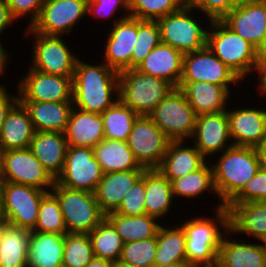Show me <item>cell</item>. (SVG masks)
<instances>
[{
  "instance_id": "24",
  "label": "cell",
  "mask_w": 266,
  "mask_h": 267,
  "mask_svg": "<svg viewBox=\"0 0 266 267\" xmlns=\"http://www.w3.org/2000/svg\"><path fill=\"white\" fill-rule=\"evenodd\" d=\"M145 170H129L105 173L94 192L101 211L107 215L115 212L132 186Z\"/></svg>"
},
{
  "instance_id": "15",
  "label": "cell",
  "mask_w": 266,
  "mask_h": 267,
  "mask_svg": "<svg viewBox=\"0 0 266 267\" xmlns=\"http://www.w3.org/2000/svg\"><path fill=\"white\" fill-rule=\"evenodd\" d=\"M88 0H45L31 28L47 36H65L87 17Z\"/></svg>"
},
{
  "instance_id": "14",
  "label": "cell",
  "mask_w": 266,
  "mask_h": 267,
  "mask_svg": "<svg viewBox=\"0 0 266 267\" xmlns=\"http://www.w3.org/2000/svg\"><path fill=\"white\" fill-rule=\"evenodd\" d=\"M198 81L223 86L230 94L232 93L231 86H238L241 84L240 81L242 82L208 46L183 55L180 82Z\"/></svg>"
},
{
  "instance_id": "8",
  "label": "cell",
  "mask_w": 266,
  "mask_h": 267,
  "mask_svg": "<svg viewBox=\"0 0 266 267\" xmlns=\"http://www.w3.org/2000/svg\"><path fill=\"white\" fill-rule=\"evenodd\" d=\"M25 37L34 38L30 68L52 75L71 77L75 72L77 54L68 47L61 36H47L35 32L31 27L24 29Z\"/></svg>"
},
{
  "instance_id": "35",
  "label": "cell",
  "mask_w": 266,
  "mask_h": 267,
  "mask_svg": "<svg viewBox=\"0 0 266 267\" xmlns=\"http://www.w3.org/2000/svg\"><path fill=\"white\" fill-rule=\"evenodd\" d=\"M105 218L114 226L124 243L155 237L161 225L160 220L147 214L124 216L112 212L105 215Z\"/></svg>"
},
{
  "instance_id": "25",
  "label": "cell",
  "mask_w": 266,
  "mask_h": 267,
  "mask_svg": "<svg viewBox=\"0 0 266 267\" xmlns=\"http://www.w3.org/2000/svg\"><path fill=\"white\" fill-rule=\"evenodd\" d=\"M29 149L56 180L61 174L68 149L63 132H35Z\"/></svg>"
},
{
  "instance_id": "11",
  "label": "cell",
  "mask_w": 266,
  "mask_h": 267,
  "mask_svg": "<svg viewBox=\"0 0 266 267\" xmlns=\"http://www.w3.org/2000/svg\"><path fill=\"white\" fill-rule=\"evenodd\" d=\"M103 175L93 148L68 146L64 167L56 183L69 189L94 193Z\"/></svg>"
},
{
  "instance_id": "3",
  "label": "cell",
  "mask_w": 266,
  "mask_h": 267,
  "mask_svg": "<svg viewBox=\"0 0 266 267\" xmlns=\"http://www.w3.org/2000/svg\"><path fill=\"white\" fill-rule=\"evenodd\" d=\"M219 157V158H218ZM213 168L219 200L226 206L260 169L255 147L232 146L217 155Z\"/></svg>"
},
{
  "instance_id": "19",
  "label": "cell",
  "mask_w": 266,
  "mask_h": 267,
  "mask_svg": "<svg viewBox=\"0 0 266 267\" xmlns=\"http://www.w3.org/2000/svg\"><path fill=\"white\" fill-rule=\"evenodd\" d=\"M249 107L227 108L234 146L257 147L266 140V109Z\"/></svg>"
},
{
  "instance_id": "44",
  "label": "cell",
  "mask_w": 266,
  "mask_h": 267,
  "mask_svg": "<svg viewBox=\"0 0 266 267\" xmlns=\"http://www.w3.org/2000/svg\"><path fill=\"white\" fill-rule=\"evenodd\" d=\"M183 5L184 0H130L129 15L140 20L157 21Z\"/></svg>"
},
{
  "instance_id": "10",
  "label": "cell",
  "mask_w": 266,
  "mask_h": 267,
  "mask_svg": "<svg viewBox=\"0 0 266 267\" xmlns=\"http://www.w3.org/2000/svg\"><path fill=\"white\" fill-rule=\"evenodd\" d=\"M148 116L171 141L190 140L197 118L178 87L173 88Z\"/></svg>"
},
{
  "instance_id": "42",
  "label": "cell",
  "mask_w": 266,
  "mask_h": 267,
  "mask_svg": "<svg viewBox=\"0 0 266 267\" xmlns=\"http://www.w3.org/2000/svg\"><path fill=\"white\" fill-rule=\"evenodd\" d=\"M157 251V235L149 239L126 242L119 263L129 267H151Z\"/></svg>"
},
{
  "instance_id": "60",
  "label": "cell",
  "mask_w": 266,
  "mask_h": 267,
  "mask_svg": "<svg viewBox=\"0 0 266 267\" xmlns=\"http://www.w3.org/2000/svg\"><path fill=\"white\" fill-rule=\"evenodd\" d=\"M265 4V10H266V0H262ZM265 50H266V25H265Z\"/></svg>"
},
{
  "instance_id": "37",
  "label": "cell",
  "mask_w": 266,
  "mask_h": 267,
  "mask_svg": "<svg viewBox=\"0 0 266 267\" xmlns=\"http://www.w3.org/2000/svg\"><path fill=\"white\" fill-rule=\"evenodd\" d=\"M171 187L174 200L177 197L199 198L209 190L218 196L214 185L213 168L211 161L208 162V160L199 169L172 180Z\"/></svg>"
},
{
  "instance_id": "23",
  "label": "cell",
  "mask_w": 266,
  "mask_h": 267,
  "mask_svg": "<svg viewBox=\"0 0 266 267\" xmlns=\"http://www.w3.org/2000/svg\"><path fill=\"white\" fill-rule=\"evenodd\" d=\"M229 230L266 242V202L228 203Z\"/></svg>"
},
{
  "instance_id": "17",
  "label": "cell",
  "mask_w": 266,
  "mask_h": 267,
  "mask_svg": "<svg viewBox=\"0 0 266 267\" xmlns=\"http://www.w3.org/2000/svg\"><path fill=\"white\" fill-rule=\"evenodd\" d=\"M192 143L207 160L215 154H221L234 146L230 136L227 110L201 114L196 118L194 132L190 138ZM230 141V142H229Z\"/></svg>"
},
{
  "instance_id": "43",
  "label": "cell",
  "mask_w": 266,
  "mask_h": 267,
  "mask_svg": "<svg viewBox=\"0 0 266 267\" xmlns=\"http://www.w3.org/2000/svg\"><path fill=\"white\" fill-rule=\"evenodd\" d=\"M160 43L158 22L137 19V39L131 57V69H135Z\"/></svg>"
},
{
  "instance_id": "36",
  "label": "cell",
  "mask_w": 266,
  "mask_h": 267,
  "mask_svg": "<svg viewBox=\"0 0 266 267\" xmlns=\"http://www.w3.org/2000/svg\"><path fill=\"white\" fill-rule=\"evenodd\" d=\"M160 225L157 231V251L154 264L165 265L186 261V236L180 225L167 228Z\"/></svg>"
},
{
  "instance_id": "45",
  "label": "cell",
  "mask_w": 266,
  "mask_h": 267,
  "mask_svg": "<svg viewBox=\"0 0 266 267\" xmlns=\"http://www.w3.org/2000/svg\"><path fill=\"white\" fill-rule=\"evenodd\" d=\"M146 170L143 176L132 186L121 201V205L115 211L124 216H141L145 211Z\"/></svg>"
},
{
  "instance_id": "62",
  "label": "cell",
  "mask_w": 266,
  "mask_h": 267,
  "mask_svg": "<svg viewBox=\"0 0 266 267\" xmlns=\"http://www.w3.org/2000/svg\"><path fill=\"white\" fill-rule=\"evenodd\" d=\"M0 240H1V221H0Z\"/></svg>"
},
{
  "instance_id": "5",
  "label": "cell",
  "mask_w": 266,
  "mask_h": 267,
  "mask_svg": "<svg viewBox=\"0 0 266 267\" xmlns=\"http://www.w3.org/2000/svg\"><path fill=\"white\" fill-rule=\"evenodd\" d=\"M174 87L137 69L119 72V100L138 115L148 116Z\"/></svg>"
},
{
  "instance_id": "30",
  "label": "cell",
  "mask_w": 266,
  "mask_h": 267,
  "mask_svg": "<svg viewBox=\"0 0 266 267\" xmlns=\"http://www.w3.org/2000/svg\"><path fill=\"white\" fill-rule=\"evenodd\" d=\"M36 132H65L73 102L20 101Z\"/></svg>"
},
{
  "instance_id": "9",
  "label": "cell",
  "mask_w": 266,
  "mask_h": 267,
  "mask_svg": "<svg viewBox=\"0 0 266 267\" xmlns=\"http://www.w3.org/2000/svg\"><path fill=\"white\" fill-rule=\"evenodd\" d=\"M2 221L32 230L37 222L39 205L50 191L11 182H0Z\"/></svg>"
},
{
  "instance_id": "6",
  "label": "cell",
  "mask_w": 266,
  "mask_h": 267,
  "mask_svg": "<svg viewBox=\"0 0 266 267\" xmlns=\"http://www.w3.org/2000/svg\"><path fill=\"white\" fill-rule=\"evenodd\" d=\"M50 192L59 202L67 233H90L105 218L94 193L69 189L56 182Z\"/></svg>"
},
{
  "instance_id": "47",
  "label": "cell",
  "mask_w": 266,
  "mask_h": 267,
  "mask_svg": "<svg viewBox=\"0 0 266 267\" xmlns=\"http://www.w3.org/2000/svg\"><path fill=\"white\" fill-rule=\"evenodd\" d=\"M184 5L202 13L209 21L222 20L237 4L233 0H184Z\"/></svg>"
},
{
  "instance_id": "51",
  "label": "cell",
  "mask_w": 266,
  "mask_h": 267,
  "mask_svg": "<svg viewBox=\"0 0 266 267\" xmlns=\"http://www.w3.org/2000/svg\"><path fill=\"white\" fill-rule=\"evenodd\" d=\"M256 74H258V81L260 84H258L257 88V90H259L258 94L266 97V50L260 52Z\"/></svg>"
},
{
  "instance_id": "22",
  "label": "cell",
  "mask_w": 266,
  "mask_h": 267,
  "mask_svg": "<svg viewBox=\"0 0 266 267\" xmlns=\"http://www.w3.org/2000/svg\"><path fill=\"white\" fill-rule=\"evenodd\" d=\"M183 54L176 48L160 43L135 68L139 72L163 79L174 88L182 76Z\"/></svg>"
},
{
  "instance_id": "40",
  "label": "cell",
  "mask_w": 266,
  "mask_h": 267,
  "mask_svg": "<svg viewBox=\"0 0 266 267\" xmlns=\"http://www.w3.org/2000/svg\"><path fill=\"white\" fill-rule=\"evenodd\" d=\"M94 257L88 233L65 234L62 267H85Z\"/></svg>"
},
{
  "instance_id": "58",
  "label": "cell",
  "mask_w": 266,
  "mask_h": 267,
  "mask_svg": "<svg viewBox=\"0 0 266 267\" xmlns=\"http://www.w3.org/2000/svg\"><path fill=\"white\" fill-rule=\"evenodd\" d=\"M112 267H129V266L123 265V264H121V263H119V262H114V263L112 264Z\"/></svg>"
},
{
  "instance_id": "4",
  "label": "cell",
  "mask_w": 266,
  "mask_h": 267,
  "mask_svg": "<svg viewBox=\"0 0 266 267\" xmlns=\"http://www.w3.org/2000/svg\"><path fill=\"white\" fill-rule=\"evenodd\" d=\"M207 46L243 82L253 72L256 74L260 51L240 37L222 20L207 22ZM252 73V74H250Z\"/></svg>"
},
{
  "instance_id": "57",
  "label": "cell",
  "mask_w": 266,
  "mask_h": 267,
  "mask_svg": "<svg viewBox=\"0 0 266 267\" xmlns=\"http://www.w3.org/2000/svg\"><path fill=\"white\" fill-rule=\"evenodd\" d=\"M237 5L239 4H244V3H247V2H251V1H254V0H233Z\"/></svg>"
},
{
  "instance_id": "32",
  "label": "cell",
  "mask_w": 266,
  "mask_h": 267,
  "mask_svg": "<svg viewBox=\"0 0 266 267\" xmlns=\"http://www.w3.org/2000/svg\"><path fill=\"white\" fill-rule=\"evenodd\" d=\"M31 230L1 221L0 267H27Z\"/></svg>"
},
{
  "instance_id": "28",
  "label": "cell",
  "mask_w": 266,
  "mask_h": 267,
  "mask_svg": "<svg viewBox=\"0 0 266 267\" xmlns=\"http://www.w3.org/2000/svg\"><path fill=\"white\" fill-rule=\"evenodd\" d=\"M64 134L68 146L93 148L105 139L101 114L72 107Z\"/></svg>"
},
{
  "instance_id": "26",
  "label": "cell",
  "mask_w": 266,
  "mask_h": 267,
  "mask_svg": "<svg viewBox=\"0 0 266 267\" xmlns=\"http://www.w3.org/2000/svg\"><path fill=\"white\" fill-rule=\"evenodd\" d=\"M185 94L195 114L217 113L227 110L231 95L223 86L202 82H180L179 87ZM228 102V103H227Z\"/></svg>"
},
{
  "instance_id": "39",
  "label": "cell",
  "mask_w": 266,
  "mask_h": 267,
  "mask_svg": "<svg viewBox=\"0 0 266 267\" xmlns=\"http://www.w3.org/2000/svg\"><path fill=\"white\" fill-rule=\"evenodd\" d=\"M88 235L96 258L112 262L119 261L124 241L106 218L88 233Z\"/></svg>"
},
{
  "instance_id": "56",
  "label": "cell",
  "mask_w": 266,
  "mask_h": 267,
  "mask_svg": "<svg viewBox=\"0 0 266 267\" xmlns=\"http://www.w3.org/2000/svg\"><path fill=\"white\" fill-rule=\"evenodd\" d=\"M151 267H193V266L187 261H180V262H175V263L165 264V265L154 264Z\"/></svg>"
},
{
  "instance_id": "38",
  "label": "cell",
  "mask_w": 266,
  "mask_h": 267,
  "mask_svg": "<svg viewBox=\"0 0 266 267\" xmlns=\"http://www.w3.org/2000/svg\"><path fill=\"white\" fill-rule=\"evenodd\" d=\"M138 116L134 110L118 99L101 114L105 139L127 142Z\"/></svg>"
},
{
  "instance_id": "29",
  "label": "cell",
  "mask_w": 266,
  "mask_h": 267,
  "mask_svg": "<svg viewBox=\"0 0 266 267\" xmlns=\"http://www.w3.org/2000/svg\"><path fill=\"white\" fill-rule=\"evenodd\" d=\"M185 142V140L171 141L157 168L170 182L199 169L206 162L207 158L194 145L188 147Z\"/></svg>"
},
{
  "instance_id": "34",
  "label": "cell",
  "mask_w": 266,
  "mask_h": 267,
  "mask_svg": "<svg viewBox=\"0 0 266 267\" xmlns=\"http://www.w3.org/2000/svg\"><path fill=\"white\" fill-rule=\"evenodd\" d=\"M171 182L157 169H146V214L159 220L171 211L174 203Z\"/></svg>"
},
{
  "instance_id": "52",
  "label": "cell",
  "mask_w": 266,
  "mask_h": 267,
  "mask_svg": "<svg viewBox=\"0 0 266 267\" xmlns=\"http://www.w3.org/2000/svg\"><path fill=\"white\" fill-rule=\"evenodd\" d=\"M15 21L16 20L10 14L6 0H0V35H2L5 30L9 29L8 27H11L10 25H15Z\"/></svg>"
},
{
  "instance_id": "54",
  "label": "cell",
  "mask_w": 266,
  "mask_h": 267,
  "mask_svg": "<svg viewBox=\"0 0 266 267\" xmlns=\"http://www.w3.org/2000/svg\"><path fill=\"white\" fill-rule=\"evenodd\" d=\"M258 158L260 168L266 171V140L259 146L255 147Z\"/></svg>"
},
{
  "instance_id": "61",
  "label": "cell",
  "mask_w": 266,
  "mask_h": 267,
  "mask_svg": "<svg viewBox=\"0 0 266 267\" xmlns=\"http://www.w3.org/2000/svg\"><path fill=\"white\" fill-rule=\"evenodd\" d=\"M0 219H2V213H1V189H0Z\"/></svg>"
},
{
  "instance_id": "13",
  "label": "cell",
  "mask_w": 266,
  "mask_h": 267,
  "mask_svg": "<svg viewBox=\"0 0 266 267\" xmlns=\"http://www.w3.org/2000/svg\"><path fill=\"white\" fill-rule=\"evenodd\" d=\"M1 182H11L50 191L56 180L29 148L2 152Z\"/></svg>"
},
{
  "instance_id": "53",
  "label": "cell",
  "mask_w": 266,
  "mask_h": 267,
  "mask_svg": "<svg viewBox=\"0 0 266 267\" xmlns=\"http://www.w3.org/2000/svg\"><path fill=\"white\" fill-rule=\"evenodd\" d=\"M2 40V37L0 38ZM3 41H0V77L5 74L7 71V65L10 62V58L8 54V51L6 50V46L2 43ZM4 73V74H3Z\"/></svg>"
},
{
  "instance_id": "46",
  "label": "cell",
  "mask_w": 266,
  "mask_h": 267,
  "mask_svg": "<svg viewBox=\"0 0 266 267\" xmlns=\"http://www.w3.org/2000/svg\"><path fill=\"white\" fill-rule=\"evenodd\" d=\"M118 10L119 12L125 11L124 14L126 13L123 16L121 15L119 19L114 17V15H117ZM87 15L88 17L91 15L93 18H102L103 20L111 18L109 21H112L111 26H113L119 20L130 16L129 2L127 0H88Z\"/></svg>"
},
{
  "instance_id": "50",
  "label": "cell",
  "mask_w": 266,
  "mask_h": 267,
  "mask_svg": "<svg viewBox=\"0 0 266 267\" xmlns=\"http://www.w3.org/2000/svg\"><path fill=\"white\" fill-rule=\"evenodd\" d=\"M8 91L5 85L0 84V131L7 113L19 101V94L12 95Z\"/></svg>"
},
{
  "instance_id": "31",
  "label": "cell",
  "mask_w": 266,
  "mask_h": 267,
  "mask_svg": "<svg viewBox=\"0 0 266 267\" xmlns=\"http://www.w3.org/2000/svg\"><path fill=\"white\" fill-rule=\"evenodd\" d=\"M64 236L31 231L27 267H62Z\"/></svg>"
},
{
  "instance_id": "55",
  "label": "cell",
  "mask_w": 266,
  "mask_h": 267,
  "mask_svg": "<svg viewBox=\"0 0 266 267\" xmlns=\"http://www.w3.org/2000/svg\"><path fill=\"white\" fill-rule=\"evenodd\" d=\"M114 262L94 257L85 267H112Z\"/></svg>"
},
{
  "instance_id": "2",
  "label": "cell",
  "mask_w": 266,
  "mask_h": 267,
  "mask_svg": "<svg viewBox=\"0 0 266 267\" xmlns=\"http://www.w3.org/2000/svg\"><path fill=\"white\" fill-rule=\"evenodd\" d=\"M212 211L210 218L200 215L181 224L186 236V261L193 267H217L219 248L229 230V212L220 201Z\"/></svg>"
},
{
  "instance_id": "41",
  "label": "cell",
  "mask_w": 266,
  "mask_h": 267,
  "mask_svg": "<svg viewBox=\"0 0 266 267\" xmlns=\"http://www.w3.org/2000/svg\"><path fill=\"white\" fill-rule=\"evenodd\" d=\"M31 231L67 234L59 202L51 192H48L42 198L39 205L38 219Z\"/></svg>"
},
{
  "instance_id": "49",
  "label": "cell",
  "mask_w": 266,
  "mask_h": 267,
  "mask_svg": "<svg viewBox=\"0 0 266 267\" xmlns=\"http://www.w3.org/2000/svg\"><path fill=\"white\" fill-rule=\"evenodd\" d=\"M6 2L12 17L16 21L22 17L24 19L26 16L29 17L30 23L27 27H31L38 19L45 0H6Z\"/></svg>"
},
{
  "instance_id": "16",
  "label": "cell",
  "mask_w": 266,
  "mask_h": 267,
  "mask_svg": "<svg viewBox=\"0 0 266 267\" xmlns=\"http://www.w3.org/2000/svg\"><path fill=\"white\" fill-rule=\"evenodd\" d=\"M16 85L19 101L73 102V79L29 67Z\"/></svg>"
},
{
  "instance_id": "59",
  "label": "cell",
  "mask_w": 266,
  "mask_h": 267,
  "mask_svg": "<svg viewBox=\"0 0 266 267\" xmlns=\"http://www.w3.org/2000/svg\"><path fill=\"white\" fill-rule=\"evenodd\" d=\"M1 164H2V151L0 149V182H1Z\"/></svg>"
},
{
  "instance_id": "21",
  "label": "cell",
  "mask_w": 266,
  "mask_h": 267,
  "mask_svg": "<svg viewBox=\"0 0 266 267\" xmlns=\"http://www.w3.org/2000/svg\"><path fill=\"white\" fill-rule=\"evenodd\" d=\"M228 230L222 239L217 267H266V243H252L232 239ZM229 236V237H228ZM231 236V239H230Z\"/></svg>"
},
{
  "instance_id": "18",
  "label": "cell",
  "mask_w": 266,
  "mask_h": 267,
  "mask_svg": "<svg viewBox=\"0 0 266 267\" xmlns=\"http://www.w3.org/2000/svg\"><path fill=\"white\" fill-rule=\"evenodd\" d=\"M222 21L260 52L265 51L266 10L262 0L237 5Z\"/></svg>"
},
{
  "instance_id": "20",
  "label": "cell",
  "mask_w": 266,
  "mask_h": 267,
  "mask_svg": "<svg viewBox=\"0 0 266 267\" xmlns=\"http://www.w3.org/2000/svg\"><path fill=\"white\" fill-rule=\"evenodd\" d=\"M109 30L104 45V63L117 72L131 69V57L137 39V18L128 16L121 19Z\"/></svg>"
},
{
  "instance_id": "7",
  "label": "cell",
  "mask_w": 266,
  "mask_h": 267,
  "mask_svg": "<svg viewBox=\"0 0 266 267\" xmlns=\"http://www.w3.org/2000/svg\"><path fill=\"white\" fill-rule=\"evenodd\" d=\"M193 11L195 12L183 5L178 11L158 19L161 43L176 48L183 55L207 46L209 26L201 24V19Z\"/></svg>"
},
{
  "instance_id": "12",
  "label": "cell",
  "mask_w": 266,
  "mask_h": 267,
  "mask_svg": "<svg viewBox=\"0 0 266 267\" xmlns=\"http://www.w3.org/2000/svg\"><path fill=\"white\" fill-rule=\"evenodd\" d=\"M171 140L149 116L139 115L131 129L127 144L145 169H157L161 164Z\"/></svg>"
},
{
  "instance_id": "1",
  "label": "cell",
  "mask_w": 266,
  "mask_h": 267,
  "mask_svg": "<svg viewBox=\"0 0 266 267\" xmlns=\"http://www.w3.org/2000/svg\"><path fill=\"white\" fill-rule=\"evenodd\" d=\"M119 72L100 62L96 65L78 58L73 75V107L102 114L118 99Z\"/></svg>"
},
{
  "instance_id": "48",
  "label": "cell",
  "mask_w": 266,
  "mask_h": 267,
  "mask_svg": "<svg viewBox=\"0 0 266 267\" xmlns=\"http://www.w3.org/2000/svg\"><path fill=\"white\" fill-rule=\"evenodd\" d=\"M266 202V171L261 168L229 203Z\"/></svg>"
},
{
  "instance_id": "33",
  "label": "cell",
  "mask_w": 266,
  "mask_h": 267,
  "mask_svg": "<svg viewBox=\"0 0 266 267\" xmlns=\"http://www.w3.org/2000/svg\"><path fill=\"white\" fill-rule=\"evenodd\" d=\"M94 156L104 174L118 171L146 170L136 161L127 142L103 139L93 147Z\"/></svg>"
},
{
  "instance_id": "27",
  "label": "cell",
  "mask_w": 266,
  "mask_h": 267,
  "mask_svg": "<svg viewBox=\"0 0 266 267\" xmlns=\"http://www.w3.org/2000/svg\"><path fill=\"white\" fill-rule=\"evenodd\" d=\"M35 129L30 120L29 112L18 101L7 113L0 131V149L8 150L29 148Z\"/></svg>"
}]
</instances>
